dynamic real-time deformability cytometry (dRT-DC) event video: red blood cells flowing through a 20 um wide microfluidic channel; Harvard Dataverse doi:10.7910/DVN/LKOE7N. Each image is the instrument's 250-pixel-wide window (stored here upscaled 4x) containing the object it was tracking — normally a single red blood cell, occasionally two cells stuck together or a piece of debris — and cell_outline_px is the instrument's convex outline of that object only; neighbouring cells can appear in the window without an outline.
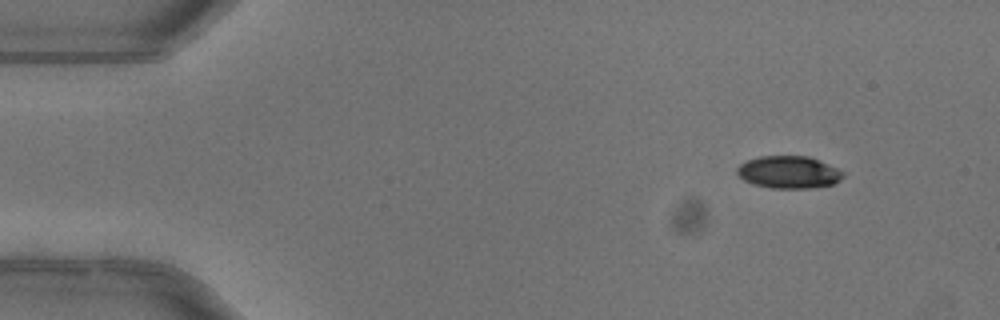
{"species": "common noctule bat (a hibernating species)", "species_latin": "Nyctalus noctula", "temperature_condition": "warm", "stored_images_in_passage": 7, "camera_frame_rate_fps": 3000, "um_per_image_px": 0.085, "animal": {"sex": "female"}, "frame": {"image": 1, "passage_image": 1, "time_ms": 0.0, "image_size_px": [1000, 320], "cell_outline_px": [[844, 176], [840, 180], [832, 184], [808, 188], [772, 188], [752, 184], [744, 180], [736, 172], [736, 168], [740, 164], [748, 160], [760, 156], [808, 156], [836, 168], [844, 172]], "centroid_in_image_um": [67.01, 14.64], "position_along_channel_um": 18.0, "area_um2": 19.83}}
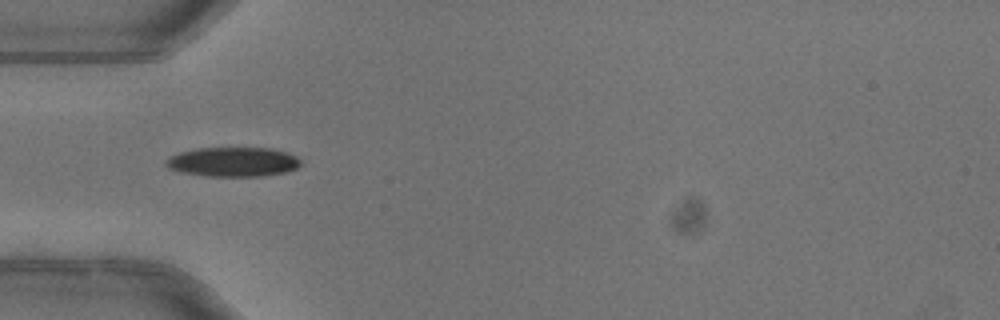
{"frame": {"image": 2, "passage_image": 4, "time_ms": 1.0, "image_size_px": [1000, 320], "cell_outline_px": [[300, 164], [296, 168], [284, 172], [260, 176], [208, 176], [184, 172], [168, 168], [164, 164], [172, 156], [180, 152], [200, 148], [272, 148], [288, 152], [296, 156], [300, 160]], "centroid_in_image_um": [19.84, 13.75], "position_along_channel_um": 65.2, "area_um2": 22.83}}